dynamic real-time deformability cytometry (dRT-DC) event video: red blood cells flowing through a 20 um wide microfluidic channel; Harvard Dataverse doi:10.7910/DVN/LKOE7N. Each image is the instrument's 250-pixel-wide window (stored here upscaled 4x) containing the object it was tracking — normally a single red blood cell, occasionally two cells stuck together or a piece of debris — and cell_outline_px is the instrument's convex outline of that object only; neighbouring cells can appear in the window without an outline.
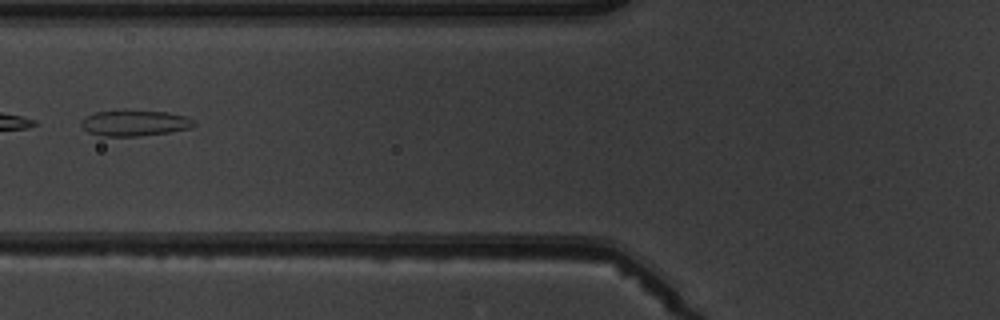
{"species": "common noctule bat (a hibernating species)", "species_latin": "Nyctalus noctula", "temperature_condition": "warm", "stored_images_in_passage": 5, "camera_frame_rate_fps": 3000, "um_per_image_px": 0.085, "animal": {"sex": "male", "body_mass_g": 19.5, "forearm_length_mm": 54.6}, "frame": {"image": 1, "passage_image": 5, "time_ms": 5.0, "image_size_px": [1000, 320], "cell_outline_px": [[196, 124], [192, 128], [168, 132], [140, 136], [100, 136], [88, 132], [80, 124], [80, 120], [84, 116], [96, 112], [168, 112], [184, 116], [196, 120]], "centroid_in_image_um": [11.45, 10.49], "position_along_channel_um": 114.3, "area_um2": 16.65}}